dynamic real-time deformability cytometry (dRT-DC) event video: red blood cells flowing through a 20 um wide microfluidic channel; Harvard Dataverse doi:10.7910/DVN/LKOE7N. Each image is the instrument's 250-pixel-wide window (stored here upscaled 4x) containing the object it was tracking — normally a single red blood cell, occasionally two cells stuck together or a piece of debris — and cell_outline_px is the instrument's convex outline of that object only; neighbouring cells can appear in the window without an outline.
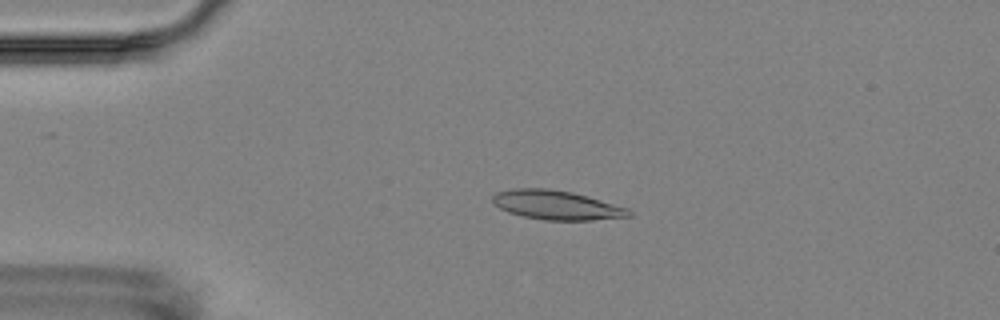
{"species": "Egyptian fruit bat (a non-hibernating species)", "species_latin": "Rousettus aegyptiacus", "temperature_condition": "room temperature", "stored_images_in_passage": 4, "camera_frame_rate_fps": 3000, "um_per_image_px": 0.085, "animal": {"sex": "female"}, "frame": {"image": 1, "passage_image": 3, "time_ms": 2.333, "image_size_px": [1000, 320], "cell_outline_px": [[632, 216], [592, 220], [544, 220], [524, 216], [508, 212], [492, 204], [492, 196], [496, 192], [512, 188], [548, 188], [572, 192], [588, 196], [628, 208], [632, 212]], "centroid_in_image_um": [47.29, 17.42], "position_along_channel_um": 37.7, "area_um2": 23.29}}